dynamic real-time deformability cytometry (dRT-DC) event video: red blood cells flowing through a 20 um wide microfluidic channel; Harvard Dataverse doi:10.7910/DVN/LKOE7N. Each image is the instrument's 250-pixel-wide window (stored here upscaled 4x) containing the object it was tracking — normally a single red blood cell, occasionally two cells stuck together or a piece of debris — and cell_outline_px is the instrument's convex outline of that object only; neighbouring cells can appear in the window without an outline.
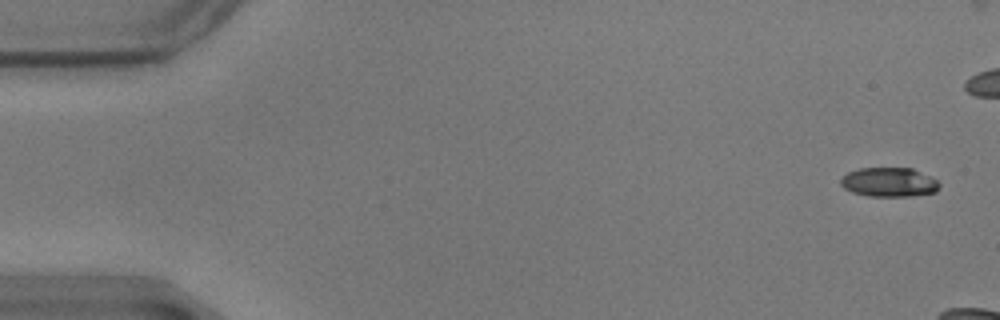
{"species": "common noctule bat (a hibernating species)", "species_latin": "Nyctalus noctula", "temperature_condition": "warm", "stored_images_in_passage": 17, "camera_frame_rate_fps": 3000, "um_per_image_px": 0.085, "animal": {"sex": "male", "body_mass_g": 17.9}, "frame": {"image": 1, "passage_image": 1, "time_ms": 0.0, "image_size_px": [1000, 320], "cell_outline_px": [[940, 184], [936, 192], [912, 196], [868, 196], [852, 192], [844, 188], [840, 184], [840, 180], [848, 172], [860, 168], [912, 168], [936, 180]], "centroid_in_image_um": [75.55, 15.49], "position_along_channel_um": 9.4, "area_um2": 16.7}}